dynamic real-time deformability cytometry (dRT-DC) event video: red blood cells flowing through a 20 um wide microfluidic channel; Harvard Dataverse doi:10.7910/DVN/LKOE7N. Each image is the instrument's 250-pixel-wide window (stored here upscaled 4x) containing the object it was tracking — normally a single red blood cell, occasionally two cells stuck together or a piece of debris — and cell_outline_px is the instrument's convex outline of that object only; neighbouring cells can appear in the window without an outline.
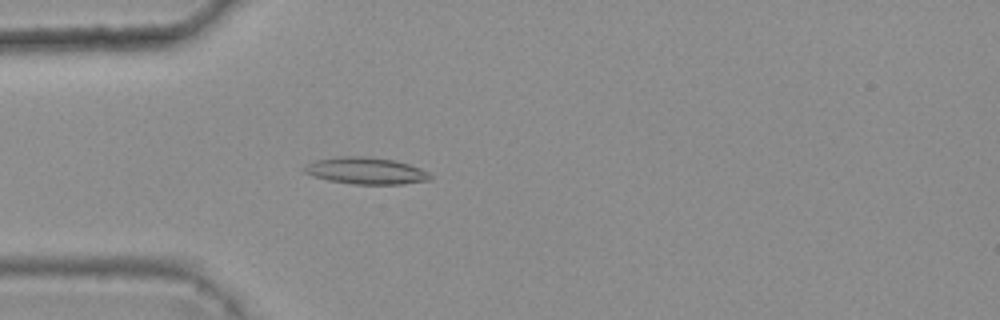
{"species": "common noctule bat (a hibernating species)", "species_latin": "Nyctalus noctula", "temperature_condition": "warm", "stored_images_in_passage": 2, "camera_frame_rate_fps": 3000, "um_per_image_px": 0.085, "animal": {"sex": "female", "body_mass_g": 25.1}, "frame": {"image": 1, "passage_image": 2, "time_ms": 0.333, "image_size_px": [1000, 320], "cell_outline_px": [[432, 180], [404, 184], [356, 184], [328, 180], [312, 176], [304, 172], [300, 168], [316, 160], [340, 156], [368, 156], [392, 160], [408, 164], [420, 168], [428, 172], [432, 176]], "centroid_in_image_um": [31.1, 14.52], "position_along_channel_um": 53.9, "area_um2": 19.71}}